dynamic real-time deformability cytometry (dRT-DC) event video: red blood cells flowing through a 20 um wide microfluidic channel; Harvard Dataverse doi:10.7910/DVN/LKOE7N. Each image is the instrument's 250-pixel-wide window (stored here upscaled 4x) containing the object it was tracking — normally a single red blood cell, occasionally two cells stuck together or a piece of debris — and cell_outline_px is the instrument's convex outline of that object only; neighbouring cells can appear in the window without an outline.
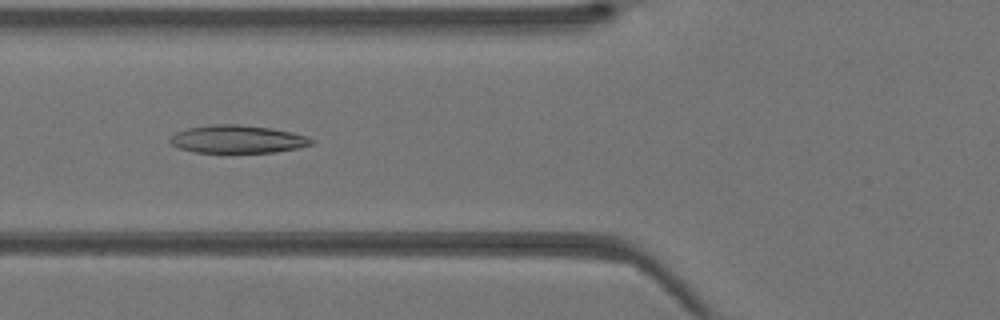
{"species": "Egyptian fruit bat (a non-hibernating species)", "species_latin": "Rousettus aegyptiacus", "temperature_condition": "warm", "stored_images_in_passage": 42, "camera_frame_rate_fps": 3000, "um_per_image_px": 0.085, "animal": {"sex": "female"}, "frame": {"image": 1, "passage_image": 16, "time_ms": 5.0, "image_size_px": [1000, 320], "cell_outline_px": [[316, 140], [312, 144], [296, 148], [276, 152], [196, 152], [180, 148], [172, 144], [168, 140], [176, 132], [188, 128], [212, 124], [240, 124], [272, 128], [292, 132], [308, 136]], "centroid_in_image_um": [20.22, 11.82], "position_along_channel_um": 105.6, "area_um2": 22.95}}
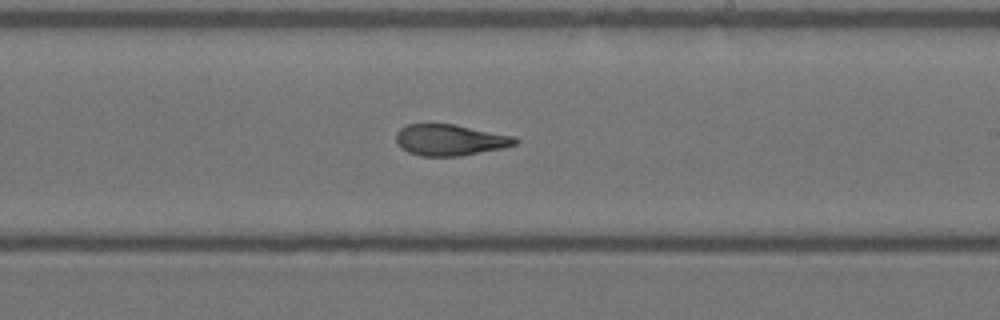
{"frame": {"image": 2, "passage_image": 25, "time_ms": 8.0, "image_size_px": [1000, 320], "cell_outline_px": [[520, 140], [516, 144], [500, 148], [460, 156], [420, 156], [408, 152], [400, 148], [396, 140], [396, 132], [400, 128], [408, 124], [456, 124], [516, 136]], "centroid_in_image_um": [38.25, 11.89], "position_along_channel_um": 250.8, "area_um2": 21.79}}
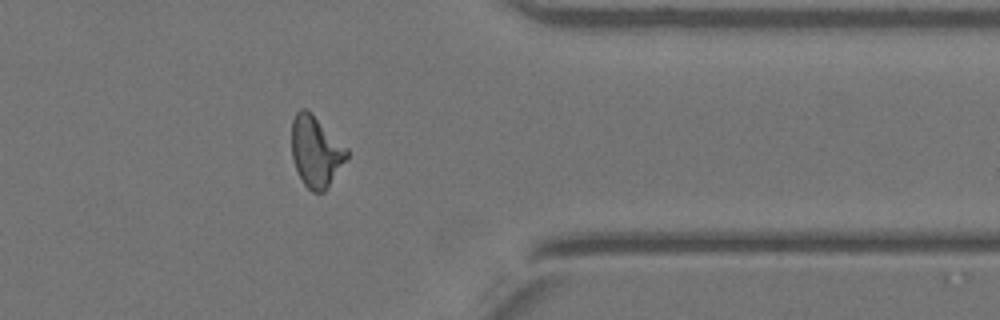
{"frame": {"image": 3, "passage_image": 34, "time_ms": 11.0, "image_size_px": [1000, 320], "cell_outline_px": [[348, 156], [324, 192], [312, 192], [304, 184], [296, 168], [292, 156], [292, 120], [296, 112], [300, 108], [304, 108], [348, 148]], "centroid_in_image_um": [26.84, 12.89], "position_along_channel_um": 384.6, "area_um2": 22.2}}